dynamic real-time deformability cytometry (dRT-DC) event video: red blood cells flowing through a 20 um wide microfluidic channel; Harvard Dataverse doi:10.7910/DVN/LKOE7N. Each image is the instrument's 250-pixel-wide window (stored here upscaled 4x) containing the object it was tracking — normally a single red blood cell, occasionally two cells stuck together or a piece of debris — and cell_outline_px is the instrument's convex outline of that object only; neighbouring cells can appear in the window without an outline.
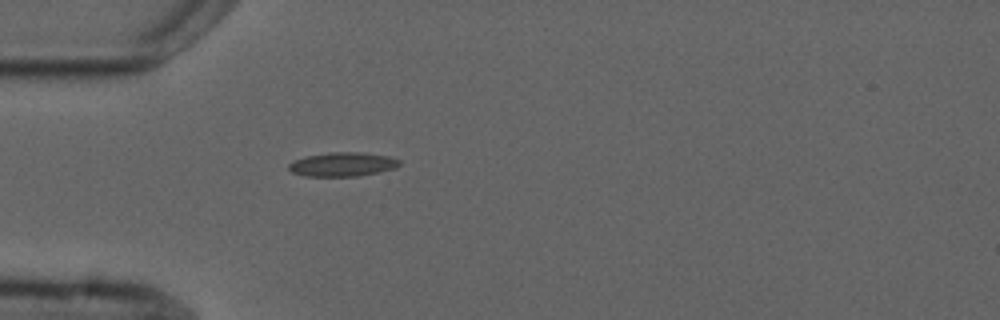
{"species": "common noctule bat (a hibernating species)", "species_latin": "Nyctalus noctula", "temperature_condition": "cold", "stored_images_in_passage": 5, "camera_frame_rate_fps": 3000, "um_per_image_px": 0.085, "animal": {"sex": "male", "forearm_length_mm": 52.5}, "frame": {"image": 1, "passage_image": 5, "time_ms": 5.333, "image_size_px": [1000, 320], "cell_outline_px": [[400, 164], [396, 168], [356, 176], [304, 176], [292, 172], [288, 168], [288, 164], [292, 160], [308, 156], [332, 152], [360, 152], [388, 156], [400, 160]], "centroid_in_image_um": [29.09, 13.97], "position_along_channel_um": 55.9, "area_um2": 15.37}}